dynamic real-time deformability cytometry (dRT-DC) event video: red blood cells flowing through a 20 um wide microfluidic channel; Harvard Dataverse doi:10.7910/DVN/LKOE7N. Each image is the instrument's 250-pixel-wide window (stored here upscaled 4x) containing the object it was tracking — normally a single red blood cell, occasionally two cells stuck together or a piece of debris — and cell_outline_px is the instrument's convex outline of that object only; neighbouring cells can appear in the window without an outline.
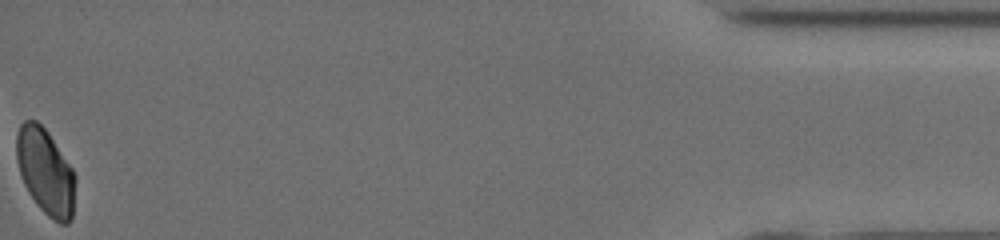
{"species": "human", "species_latin": "Homo sapiens", "temperature_condition": "cold", "stored_images_in_passage": 39, "camera_frame_rate_fps": 3000, "um_per_image_px": 0.085, "donor": {"sex": "male"}, "frame": {"image": 1, "passage_image": 39, "time_ms": 12.667, "image_size_px": [1000, 240], "cell_outline_px": [[76, 180], [72, 220], [68, 224], [60, 224], [48, 216], [36, 204], [28, 192], [20, 176], [16, 160], [16, 136], [20, 124], [24, 120], [36, 120], [48, 132], [72, 168], [76, 176]], "centroid_in_image_um": [3.86, 14.6], "position_along_channel_um": 431.3, "area_um2": 29.77}, "authors_computed_cell_mechanics": {"area_um2": 31.79, "velocity_mm_per_s": 4.1547, "shape_relaxation_time_tau1_ms": 4.6567, "shape_relaxation_time_tau2_ms": 2.2158, "deformation_change_tau1": 0.1149, "deformation_change_tau2": 0.054}}